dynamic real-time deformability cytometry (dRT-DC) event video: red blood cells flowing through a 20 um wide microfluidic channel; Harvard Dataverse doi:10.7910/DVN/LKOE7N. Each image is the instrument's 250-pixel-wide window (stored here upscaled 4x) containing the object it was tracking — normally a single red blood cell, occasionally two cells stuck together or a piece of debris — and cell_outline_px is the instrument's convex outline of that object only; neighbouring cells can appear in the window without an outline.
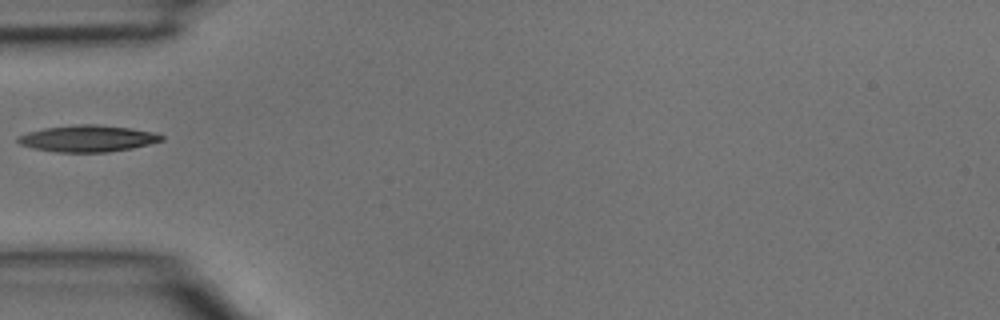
{"species": "common noctule bat (a hibernating species)", "species_latin": "Nyctalus noctula", "temperature_condition": "room temperature", "stored_images_in_passage": 1, "camera_frame_rate_fps": 3000, "um_per_image_px": 0.085, "animal": {"sex": "male", "body_mass_g": 15.6}, "frame": {"image": 1, "passage_image": 1, "time_ms": 0.0, "image_size_px": [1000, 320], "cell_outline_px": [[164, 140], [132, 148], [108, 152], [56, 152], [32, 148], [20, 144], [16, 140], [16, 136], [28, 132], [44, 128], [80, 124], [96, 124], [128, 128], [156, 132], [164, 136]], "centroid_in_image_um": [7.44, 11.77], "position_along_channel_um": 77.6, "area_um2": 22.25}}